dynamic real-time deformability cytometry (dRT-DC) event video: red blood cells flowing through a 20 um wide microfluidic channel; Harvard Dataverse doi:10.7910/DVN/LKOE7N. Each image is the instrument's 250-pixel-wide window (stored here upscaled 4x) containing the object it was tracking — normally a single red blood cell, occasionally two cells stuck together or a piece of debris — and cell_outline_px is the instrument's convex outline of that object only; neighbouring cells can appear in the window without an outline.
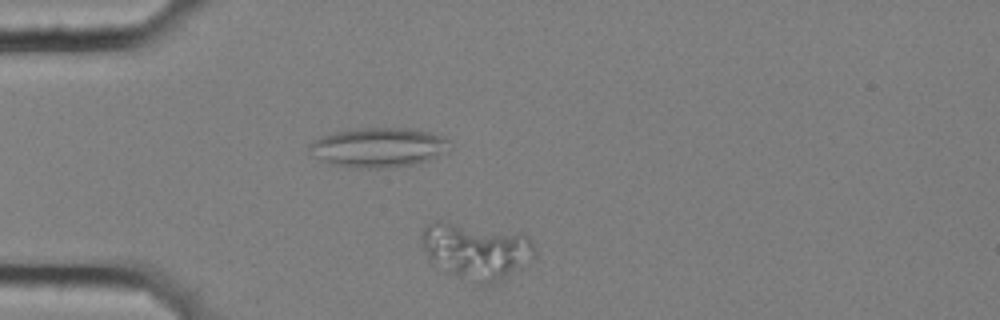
{"species": "common noctule bat (a hibernating species)", "species_latin": "Nyctalus noctula", "temperature_condition": "cold", "stored_images_in_passage": 44, "camera_frame_rate_fps": 3000, "um_per_image_px": 0.085, "animal": {"sex": "female", "body_mass_g": 25.1}, "frame": {"image": 1, "passage_image": 1, "time_ms": 0.0, "image_size_px": [1000, 320], "cell_outline_px": [[532, 256], [504, 276], [484, 288], [480, 288], [448, 272], [428, 256], [420, 244], [420, 232], [432, 220], [444, 220], [528, 236], [532, 244]], "centroid_in_image_um": [40.34, 21.32], "position_along_channel_um": 44.7, "area_um2": 36.24}}
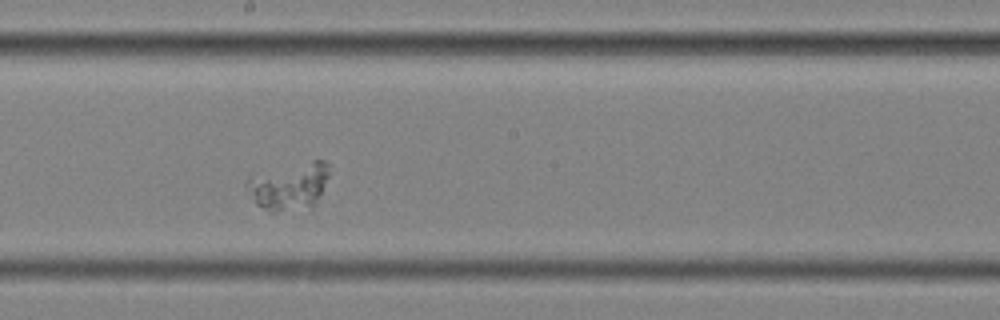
{"frame": {"image": 2, "passage_image": 19, "time_ms": 6.0, "image_size_px": [1000, 320], "cell_outline_px": [[328, 176], [316, 204], [312, 208], [276, 212], [272, 212], [256, 204], [244, 184], [248, 176], [312, 160], [324, 160], [328, 164]], "centroid_in_image_um": [24.57, 15.84], "position_along_channel_um": 223.6, "area_um2": 22.6}}
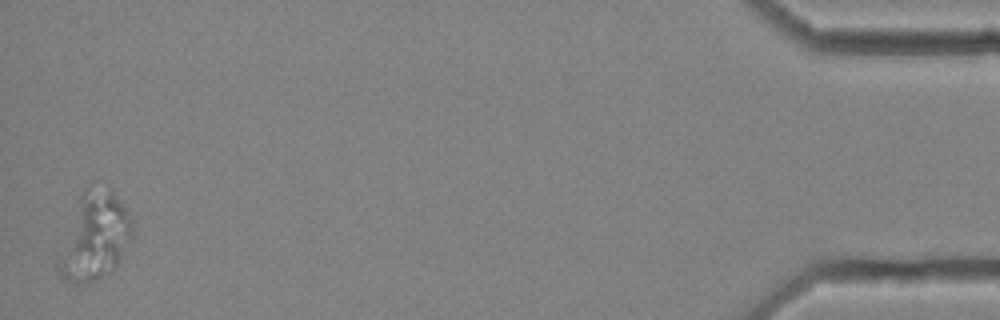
{"frame": {"image": 3, "passage_image": 44, "time_ms": 14.333, "image_size_px": [1000, 320], "cell_outline_px": [[136, 228], [116, 268], [112, 272], [88, 284], [80, 284], [64, 280], [60, 276], [56, 268], [56, 260], [80, 192], [88, 184], [112, 188], [128, 212]], "centroid_in_image_um": [8.05, 20.09], "position_along_channel_um": 427.2, "area_um2": 38.61}}